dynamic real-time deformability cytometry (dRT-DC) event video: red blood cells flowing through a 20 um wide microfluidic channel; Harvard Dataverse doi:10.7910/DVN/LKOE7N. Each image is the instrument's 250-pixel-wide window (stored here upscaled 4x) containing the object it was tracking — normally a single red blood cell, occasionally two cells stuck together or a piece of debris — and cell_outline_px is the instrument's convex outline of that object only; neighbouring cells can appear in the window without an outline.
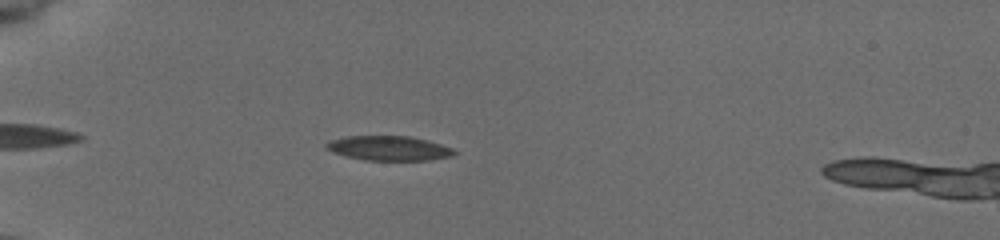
{"species": "common noctule bat (a hibernating species)", "species_latin": "Nyctalus noctula", "temperature_condition": "cold", "stored_images_in_passage": 42, "camera_frame_rate_fps": 3000, "um_per_image_px": 0.085, "animal": {"sex": "female", "body_mass_g": 19.5, "forearm_length_mm": 54.1}, "frame": {"image": 1, "passage_image": 9, "time_ms": 2.667, "image_size_px": [1000, 240], "cell_outline_px": [[456, 152], [448, 156], [424, 160], [368, 160], [348, 156], [336, 152], [328, 148], [328, 144], [332, 140], [348, 136], [408, 136], [424, 140], [448, 148]], "centroid_in_image_um": [33.02, 12.59], "position_along_channel_um": 52.0, "area_um2": 17.28}}
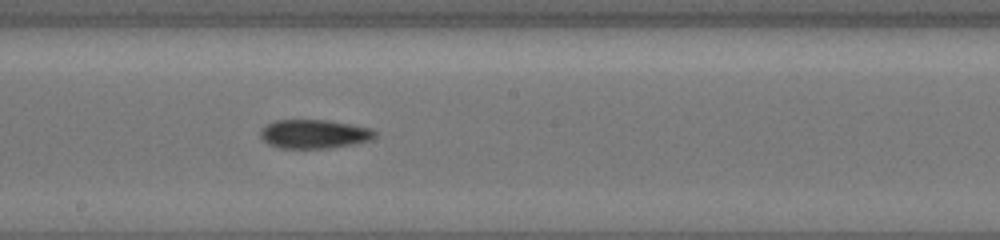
{"frame": {"image": 2, "passage_image": 24, "time_ms": 7.667, "image_size_px": [1000, 240], "cell_outline_px": [[376, 132], [368, 140], [328, 148], [280, 148], [264, 140], [264, 128], [268, 124], [276, 120], [328, 120], [368, 128]], "centroid_in_image_um": [26.7, 11.38], "position_along_channel_um": 221.5, "area_um2": 18.32}}
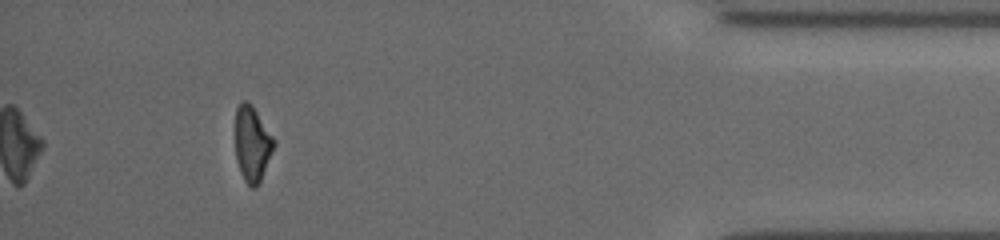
{"frame": {"image": 3, "passage_image": 42, "time_ms": 13.667, "image_size_px": [1000, 240], "cell_outline_px": [[276, 144], [260, 184], [256, 188], [252, 188], [244, 180], [240, 172], [236, 160], [236, 108], [240, 100], [244, 100], [252, 104], [276, 140]], "centroid_in_image_um": [21.46, 12.24], "position_along_channel_um": 413.7, "area_um2": 17.34}, "authors_computed_cell_mechanics": {"area_um2": 18.1203, "velocity_mm_per_s": 3.9348, "shape_relaxation_time_tau1_ms": 2.6583, "shape_relaxation_time_tau2_ms": 4.5652, "deformation_change_tau1": 0.0907, "deformation_change_tau2": 0.1055}}